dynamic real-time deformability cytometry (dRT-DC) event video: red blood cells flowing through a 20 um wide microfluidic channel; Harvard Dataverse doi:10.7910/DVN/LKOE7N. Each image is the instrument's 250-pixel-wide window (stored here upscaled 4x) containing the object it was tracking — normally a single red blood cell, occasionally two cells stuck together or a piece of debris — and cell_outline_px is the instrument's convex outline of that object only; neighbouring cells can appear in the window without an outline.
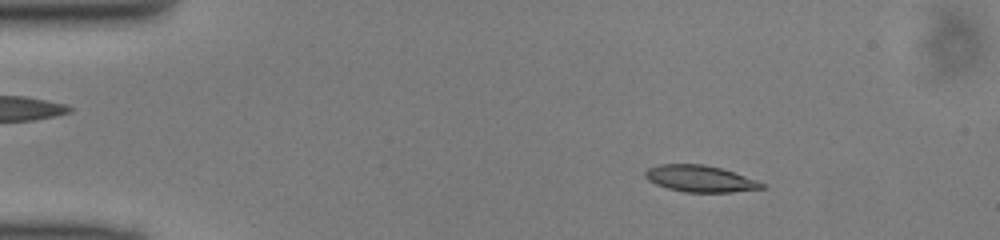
{"species": "common noctule bat (a hibernating species)", "species_latin": "Nyctalus noctula", "temperature_condition": "cold", "stored_images_in_passage": 49, "camera_frame_rate_fps": 3000, "um_per_image_px": 0.085, "animal": {"sex": "male", "body_mass_g": 13.0, "forearm_length_mm": 53.1}, "frame": {"image": 1, "passage_image": 7, "time_ms": 2.0, "image_size_px": [1000, 240], "cell_outline_px": [[768, 184], [764, 188], [732, 192], [684, 192], [668, 188], [656, 184], [648, 180], [644, 176], [644, 172], [648, 168], [660, 164], [704, 164], [720, 168]], "centroid_in_image_um": [59.5, 15.19], "position_along_channel_um": 25.5, "area_um2": 17.98}}
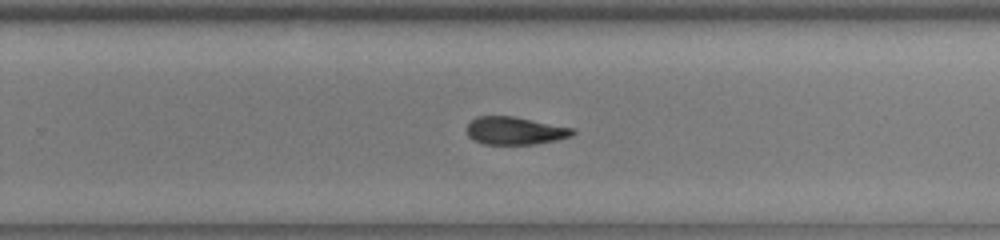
{"frame": {"image": 2, "passage_image": 31, "time_ms": 10.0, "image_size_px": [1000, 240], "cell_outline_px": [[576, 132], [572, 136], [556, 140], [536, 144], [484, 144], [472, 140], [468, 136], [468, 124], [476, 116], [516, 116], [576, 128]], "centroid_in_image_um": [43.82, 11.1], "position_along_channel_um": 286.0, "area_um2": 17.4}}
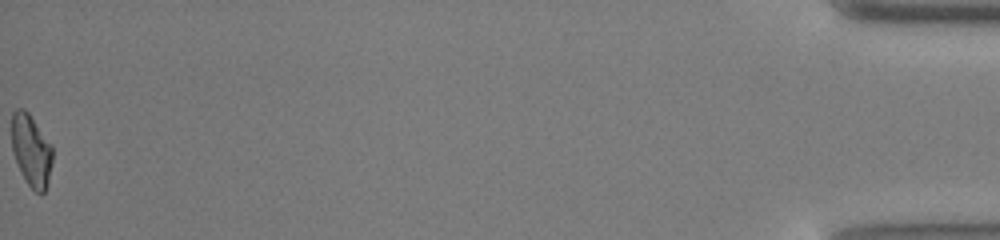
{"frame": {"image": 3, "passage_image": 49, "time_ms": 16.0, "image_size_px": [1000, 240], "cell_outline_px": [[52, 164], [48, 184], [44, 192], [36, 192], [28, 184], [12, 152], [12, 112], [16, 108], [24, 108], [28, 112], [52, 144]], "centroid_in_image_um": [2.67, 12.75], "position_along_channel_um": 432.5, "area_um2": 17.05}}